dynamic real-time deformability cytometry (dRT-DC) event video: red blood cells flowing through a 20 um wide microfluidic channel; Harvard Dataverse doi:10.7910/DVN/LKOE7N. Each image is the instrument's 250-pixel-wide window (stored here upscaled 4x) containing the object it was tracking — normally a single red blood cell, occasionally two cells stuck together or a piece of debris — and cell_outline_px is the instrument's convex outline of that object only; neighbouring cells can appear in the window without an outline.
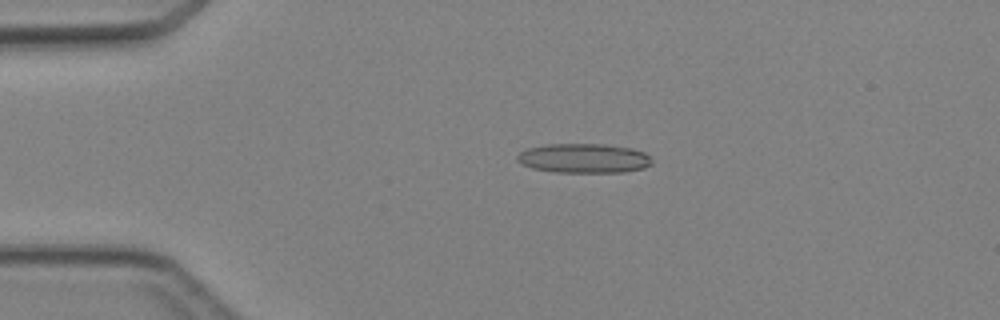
{"species": "Egyptian fruit bat (a non-hibernating species)", "species_latin": "Rousettus aegyptiacus", "temperature_condition": "cold", "stored_images_in_passage": 3, "camera_frame_rate_fps": 3000, "um_per_image_px": 0.085, "animal": {"sex": "female"}, "frame": {"image": 1, "passage_image": 2, "time_ms": 1.333, "image_size_px": [1000, 320], "cell_outline_px": [[652, 164], [644, 168], [624, 172], [552, 172], [532, 168], [520, 164], [516, 160], [516, 156], [520, 152], [528, 148], [548, 144], [604, 144], [632, 148], [644, 152], [652, 160]], "centroid_in_image_um": [49.61, 13.46], "position_along_channel_um": 35.4, "area_um2": 23.24}}